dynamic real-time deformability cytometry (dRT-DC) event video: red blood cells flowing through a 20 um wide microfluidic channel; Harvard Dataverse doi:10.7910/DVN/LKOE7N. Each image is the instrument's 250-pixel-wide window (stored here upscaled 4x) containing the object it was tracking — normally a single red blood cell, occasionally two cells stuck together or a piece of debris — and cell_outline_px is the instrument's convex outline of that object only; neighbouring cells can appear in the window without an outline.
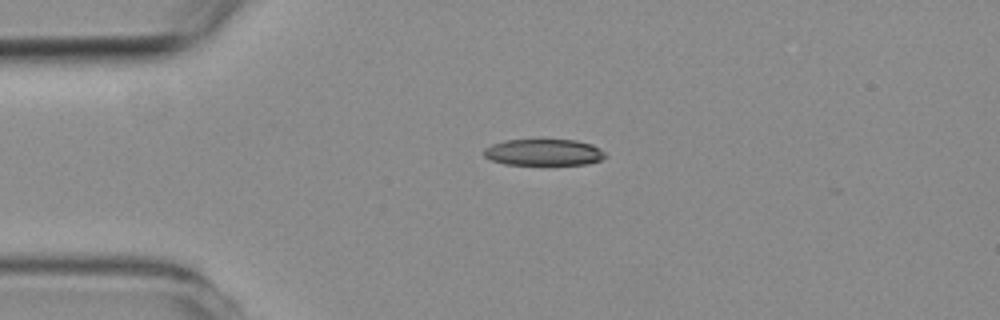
{"species": "common noctule bat (a hibernating species)", "species_latin": "Nyctalus noctula", "temperature_condition": "room temperature", "stored_images_in_passage": 4, "camera_frame_rate_fps": 3000, "um_per_image_px": 0.085, "animal": {"sex": "female", "body_mass_g": 19.3, "forearm_length_mm": 54.1}, "frame": {"image": 1, "passage_image": 3, "time_ms": 2.667, "image_size_px": [1000, 320], "cell_outline_px": [[608, 156], [600, 160], [584, 164], [504, 164], [492, 160], [484, 156], [484, 148], [492, 144], [504, 140], [576, 140], [592, 144], [600, 148]], "centroid_in_image_um": [46.22, 12.94], "position_along_channel_um": 38.8, "area_um2": 18.61}}